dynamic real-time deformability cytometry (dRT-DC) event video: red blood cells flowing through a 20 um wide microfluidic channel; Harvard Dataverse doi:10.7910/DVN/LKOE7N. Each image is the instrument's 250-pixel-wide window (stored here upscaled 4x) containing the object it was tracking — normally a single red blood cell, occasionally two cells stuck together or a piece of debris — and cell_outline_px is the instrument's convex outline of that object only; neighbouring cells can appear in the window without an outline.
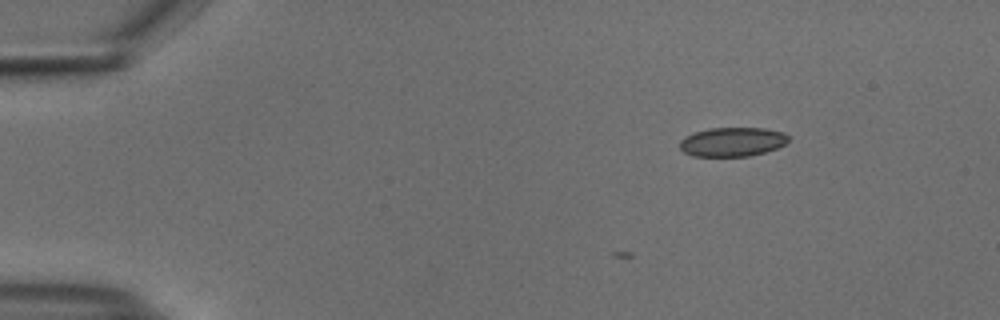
{"species": "common noctule bat (a hibernating species)", "species_latin": "Nyctalus noctula", "temperature_condition": "cold", "stored_images_in_passage": 3, "camera_frame_rate_fps": 3000, "um_per_image_px": 0.085, "animal": {"sex": "male", "body_mass_g": 18.8}, "frame": {"image": 1, "passage_image": 3, "time_ms": 0.667, "image_size_px": [1000, 320], "cell_outline_px": [[788, 140], [784, 144], [776, 148], [764, 152], [748, 156], [692, 156], [684, 152], [680, 148], [680, 140], [684, 136], [692, 132], [708, 128], [764, 128], [784, 132], [788, 136]], "centroid_in_image_um": [62.21, 12.05], "position_along_channel_um": 22.8, "area_um2": 18.5}}